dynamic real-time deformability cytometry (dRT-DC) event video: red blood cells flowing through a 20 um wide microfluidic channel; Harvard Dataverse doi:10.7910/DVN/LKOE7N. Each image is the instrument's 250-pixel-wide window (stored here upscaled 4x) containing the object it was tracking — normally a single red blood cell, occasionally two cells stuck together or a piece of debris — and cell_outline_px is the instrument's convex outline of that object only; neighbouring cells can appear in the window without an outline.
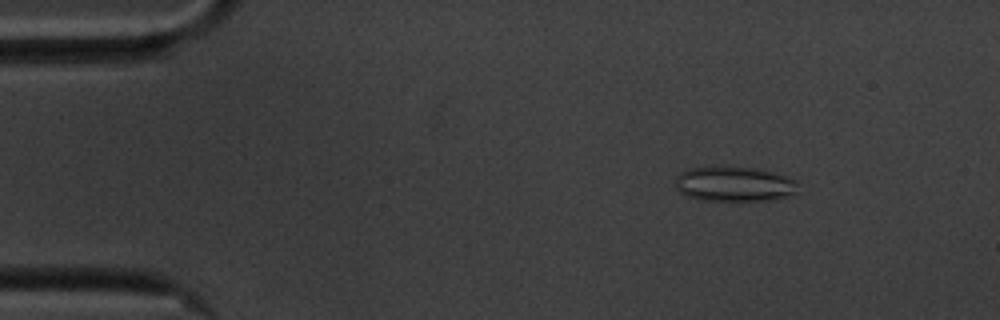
{"species": "common noctule bat (a hibernating species)", "species_latin": "Nyctalus noctula", "temperature_condition": "cold", "stored_images_in_passage": 57, "camera_frame_rate_fps": 3000, "um_per_image_px": 0.085, "animal": {"sex": "male", "body_mass_g": 20.1, "forearm_length_mm": 53.5}, "frame": {"image": 1, "passage_image": 8, "time_ms": 2.333, "image_size_px": [1000, 320], "cell_outline_px": [[796, 192], [772, 200], [700, 200], [688, 196], [680, 192], [676, 188], [676, 176], [680, 172], [688, 168], [720, 164], [724, 164], [752, 168], [772, 172], [796, 180]], "centroid_in_image_um": [62.32, 15.6], "position_along_channel_um": 22.7, "area_um2": 25.26}}
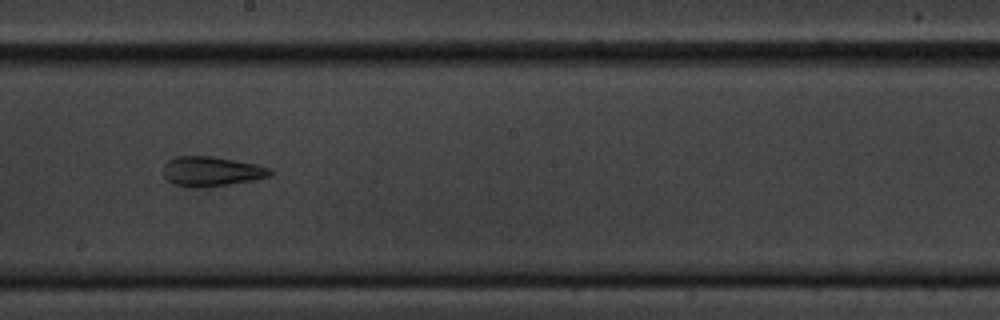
{"frame": {"image": 2, "passage_image": 32, "time_ms": 10.333, "image_size_px": [1000, 320], "cell_outline_px": [[272, 172], [268, 176], [256, 180], [228, 184], [176, 184], [168, 180], [164, 176], [164, 164], [168, 160], [176, 156], [208, 156], [256, 164], [272, 168]], "centroid_in_image_um": [18.02, 14.51], "position_along_channel_um": 230.2, "area_um2": 17.51}}
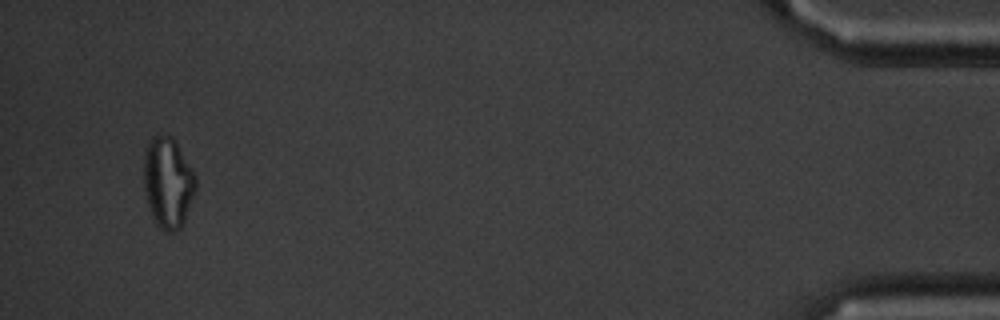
{"frame": {"image": 3, "passage_image": 55, "time_ms": 18.0, "image_size_px": [1000, 320], "cell_outline_px": [[196, 188], [184, 220], [180, 228], [176, 232], [164, 232], [156, 224], [152, 216], [144, 192], [144, 152], [148, 140], [152, 136], [172, 136], [196, 176]], "centroid_in_image_um": [14.25, 15.53], "position_along_channel_um": 420.9, "area_um2": 27.34}, "authors_computed_cell_mechanics": {"area_um2": 23.9292, "velocity_mm_per_s": 3.5049, "shape_relaxation_time_tau1_ms": null, "shape_relaxation_time_tau2_ms": 3.3327, "deformation_change_tau1": null, "deformation_change_tau2": 0.1356}}